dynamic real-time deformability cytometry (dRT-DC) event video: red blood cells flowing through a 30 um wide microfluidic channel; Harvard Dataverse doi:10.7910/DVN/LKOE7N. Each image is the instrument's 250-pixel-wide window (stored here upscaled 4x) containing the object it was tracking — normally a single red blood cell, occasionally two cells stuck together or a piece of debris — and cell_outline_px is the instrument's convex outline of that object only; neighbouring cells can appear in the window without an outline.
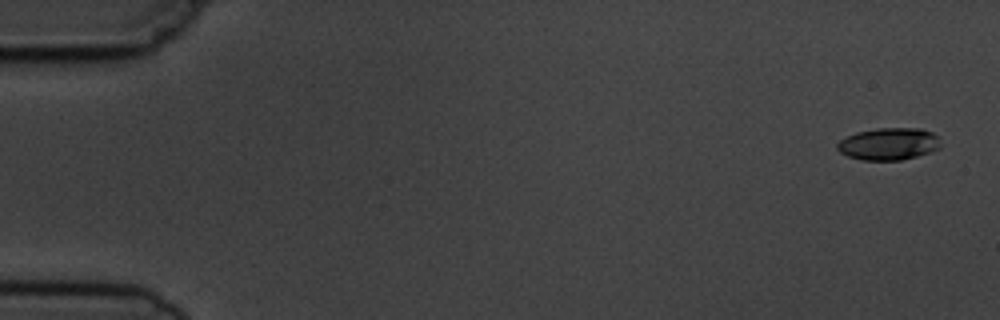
{"species": "common noctule bat (a hibernating species)", "species_latin": "Nyctalus noctula", "temperature_condition": "cold", "stored_images_in_passage": 5, "camera_frame_rate_fps": 3000, "um_per_image_px": 0.085, "animal": {"sex": "male", "body_mass_g": 19.5, "forearm_length_mm": 54.6}, "frame": {"image": 1, "passage_image": 1, "time_ms": 0.0, "image_size_px": [1000, 320], "cell_outline_px": [[940, 148], [916, 156], [900, 160], [860, 160], [848, 156], [840, 152], [836, 148], [836, 144], [840, 140], [856, 132], [876, 128], [920, 128], [932, 132], [936, 136], [940, 144]], "centroid_in_image_um": [75.51, 12.23], "position_along_channel_um": 9.5, "area_um2": 19.31}}
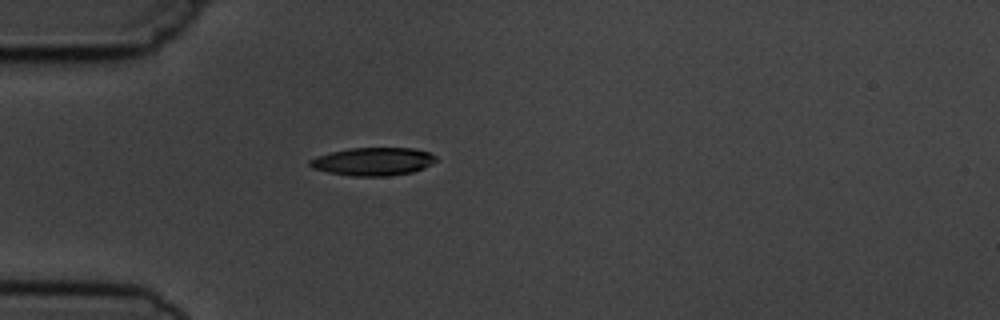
{"frame": {"image": 2, "passage_image": 5, "time_ms": 4.667, "image_size_px": [1000, 320], "cell_outline_px": [[436, 160], [432, 164], [424, 168], [412, 172], [388, 176], [352, 176], [328, 172], [312, 168], [308, 164], [308, 160], [316, 156], [348, 148], [412, 148], [428, 152], [436, 156]], "centroid_in_image_um": [31.69, 13.73], "position_along_channel_um": 53.3, "area_um2": 20.63}}